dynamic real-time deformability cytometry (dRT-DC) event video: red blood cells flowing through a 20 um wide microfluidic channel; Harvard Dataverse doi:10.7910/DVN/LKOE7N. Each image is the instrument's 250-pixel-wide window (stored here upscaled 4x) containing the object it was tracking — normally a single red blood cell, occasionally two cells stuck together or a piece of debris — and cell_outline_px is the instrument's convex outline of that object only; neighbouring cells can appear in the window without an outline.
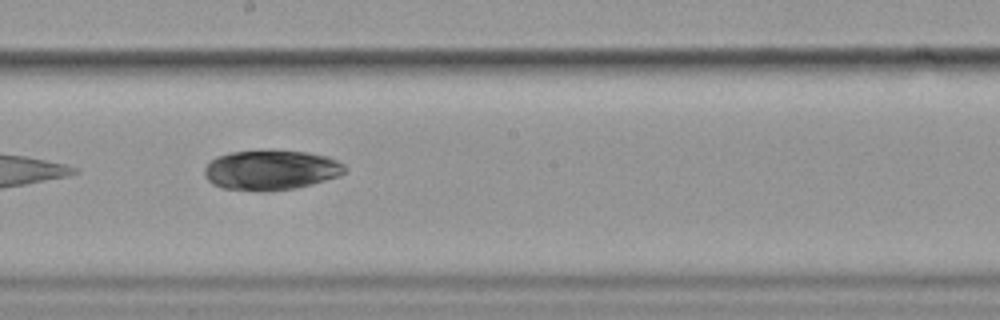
{"species": "common noctule bat (a hibernating species)", "species_latin": "Nyctalus noctula", "temperature_condition": "cold", "stored_images_in_passage": 8, "camera_frame_rate_fps": 3000, "um_per_image_px": 0.085, "animal": {"sex": "female", "body_mass_g": 19.9}, "frame": {"image": 1, "passage_image": 7, "time_ms": 8.333, "image_size_px": [1000, 320], "cell_outline_px": [[348, 168], [340, 176], [312, 184], [296, 188], [260, 192], [220, 188], [212, 184], [204, 176], [204, 168], [216, 156], [228, 152], [308, 152], [328, 156], [344, 164]], "centroid_in_image_um": [23.03, 14.49], "position_along_channel_um": 225.2, "area_um2": 32.54}}